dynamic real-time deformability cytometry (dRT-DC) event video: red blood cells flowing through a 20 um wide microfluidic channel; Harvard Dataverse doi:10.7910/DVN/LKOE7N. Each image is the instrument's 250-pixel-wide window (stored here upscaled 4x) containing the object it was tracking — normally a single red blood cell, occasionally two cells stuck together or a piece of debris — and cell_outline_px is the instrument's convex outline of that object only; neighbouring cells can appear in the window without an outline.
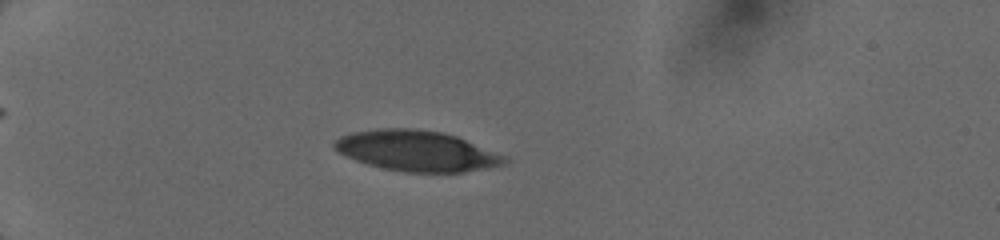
{"species": "human", "species_latin": "Homo sapiens", "temperature_condition": "cold", "stored_images_in_passage": 50, "camera_frame_rate_fps": 3000, "um_per_image_px": 0.085, "donor": {"sex": "female"}, "frame": {"image": 1, "passage_image": 8, "time_ms": 4.667, "image_size_px": [1000, 240], "cell_outline_px": [[512, 160], [508, 164], [488, 168], [464, 172], [404, 172], [384, 168], [368, 164], [356, 160], [332, 148], [332, 144], [340, 136], [352, 132], [376, 128], [416, 128], [444, 132], [456, 136], [508, 156]], "centroid_in_image_um": [35.48, 12.82], "position_along_channel_um": 49.5, "area_um2": 40.63}}
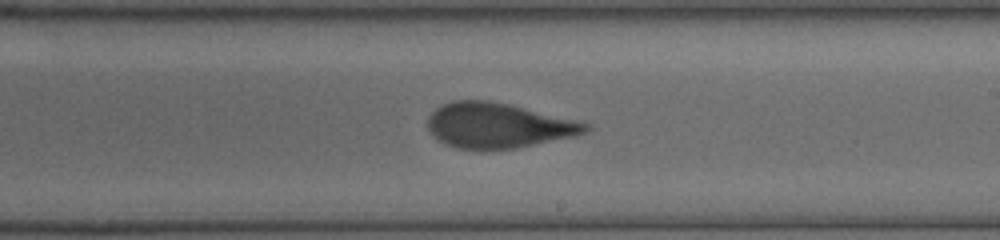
{"frame": {"image": 2, "passage_image": 30, "time_ms": 10.333, "image_size_px": [1000, 240], "cell_outline_px": [[592, 128], [576, 136], [516, 148], [480, 152], [456, 148], [440, 140], [428, 128], [428, 116], [440, 104], [452, 100], [488, 100], [508, 104], [592, 124]], "centroid_in_image_um": [42.33, 10.69], "position_along_channel_um": 246.7, "area_um2": 41.79}}
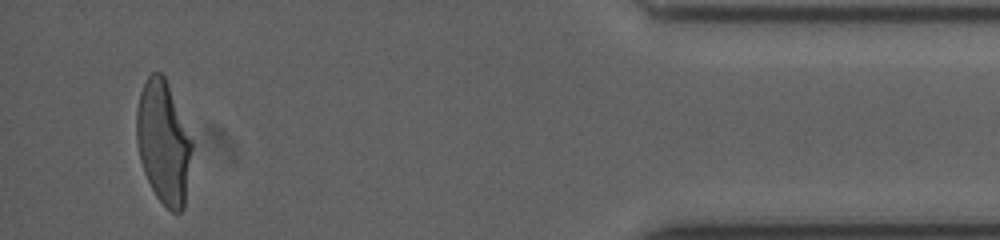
{"frame": {"image": 3, "passage_image": 49, "time_ms": 15.667, "image_size_px": [1000, 240], "cell_outline_px": [[192, 148], [184, 208], [180, 212], [172, 212], [156, 196], [144, 172], [140, 160], [136, 140], [136, 108], [140, 92], [148, 76], [152, 72], [160, 72], [164, 76], [168, 84], [192, 140]], "centroid_in_image_um": [13.87, 12.09], "position_along_channel_um": 421.3, "area_um2": 39.36}}